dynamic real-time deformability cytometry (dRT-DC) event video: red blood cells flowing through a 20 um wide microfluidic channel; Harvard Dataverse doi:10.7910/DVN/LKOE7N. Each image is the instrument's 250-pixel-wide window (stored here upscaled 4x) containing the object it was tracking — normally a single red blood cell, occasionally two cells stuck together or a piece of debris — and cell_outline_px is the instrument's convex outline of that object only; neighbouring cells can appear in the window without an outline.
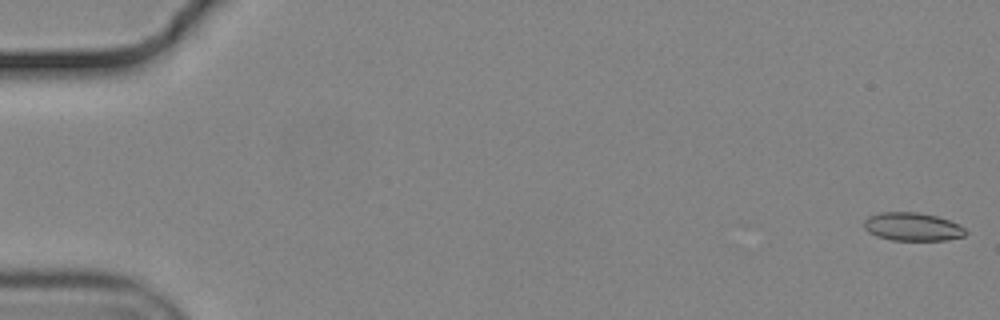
{"species": "common noctule bat (a hibernating species)", "species_latin": "Nyctalus noctula", "temperature_condition": "cold", "stored_images_in_passage": 56, "camera_frame_rate_fps": 3000, "um_per_image_px": 0.085, "animal": {"sex": "male", "body_mass_g": 19.2, "forearm_length_mm": 51.8}, "frame": {"image": 1, "passage_image": 1, "time_ms": 0.0, "image_size_px": [1000, 320], "cell_outline_px": [[968, 232], [964, 236], [948, 240], [892, 240], [876, 236], [868, 232], [864, 228], [864, 220], [868, 216], [880, 212], [920, 212], [936, 216], [960, 224]], "centroid_in_image_um": [77.56, 19.27], "position_along_channel_um": 7.4, "area_um2": 16.88}}
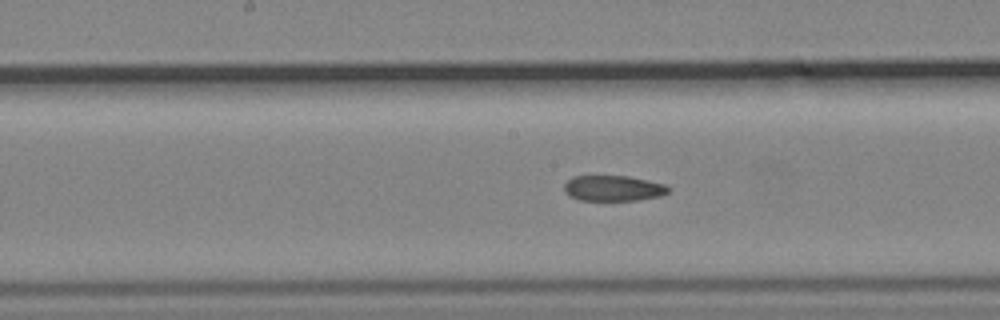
{"frame": {"image": 2, "passage_image": 29, "time_ms": 9.333, "image_size_px": [1000, 320], "cell_outline_px": [[672, 188], [668, 192], [660, 196], [636, 200], [576, 200], [568, 196], [564, 192], [564, 184], [572, 176], [628, 176], [664, 184]], "centroid_in_image_um": [52.09, 16.0], "position_along_channel_um": 196.1, "area_um2": 15.61}}
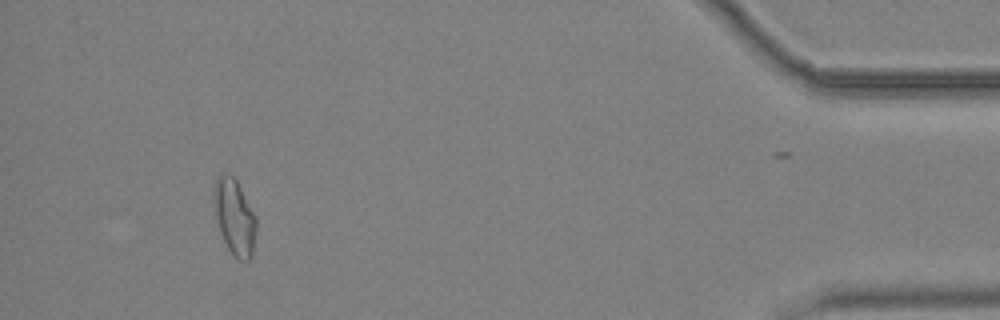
{"frame": {"image": 3, "passage_image": 52, "time_ms": 17.0, "image_size_px": [1000, 320], "cell_outline_px": [[256, 236], [252, 256], [248, 260], [240, 260], [232, 256], [220, 232], [216, 216], [212, 196], [216, 176], [220, 172], [228, 172], [236, 180], [256, 216]], "centroid_in_image_um": [19.92, 18.42], "position_along_channel_um": 415.3, "area_um2": 18.96}, "authors_computed_cell_mechanics": {"area_um2": 16.8776, "velocity_mm_per_s": 3.7143, "shape_relaxation_time_tau1_ms": null, "shape_relaxation_time_tau2_ms": 4.0892, "deformation_change_tau1": null, "deformation_change_tau2": 0.0986}}